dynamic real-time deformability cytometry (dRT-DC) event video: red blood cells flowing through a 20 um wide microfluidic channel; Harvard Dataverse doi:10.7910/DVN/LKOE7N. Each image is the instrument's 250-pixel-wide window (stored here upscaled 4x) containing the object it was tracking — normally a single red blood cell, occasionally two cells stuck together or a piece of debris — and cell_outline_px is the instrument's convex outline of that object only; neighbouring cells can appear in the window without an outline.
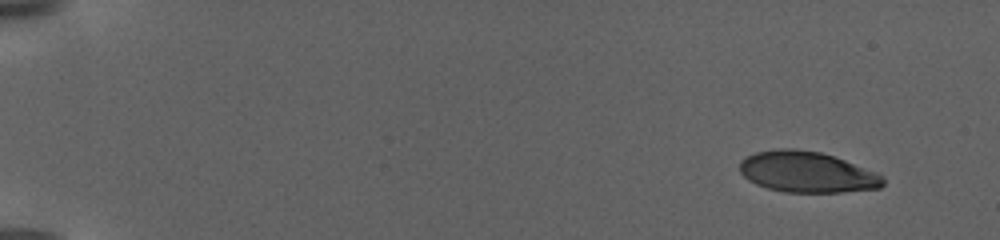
{"species": "human", "species_latin": "Homo sapiens", "temperature_condition": "warm", "stored_images_in_passage": 15, "camera_frame_rate_fps": 3000, "um_per_image_px": 0.085, "donor": {"sex": "female"}, "frame": {"image": 1, "passage_image": 1, "time_ms": 0.0, "image_size_px": [1000, 240], "cell_outline_px": [[884, 184], [880, 188], [840, 192], [784, 192], [768, 188], [756, 184], [748, 180], [740, 172], [740, 160], [756, 152], [784, 148], [796, 148], [820, 152], [844, 160], [876, 172], [884, 176]], "centroid_in_image_um": [68.59, 14.63], "position_along_channel_um": 16.4, "area_um2": 34.04}}
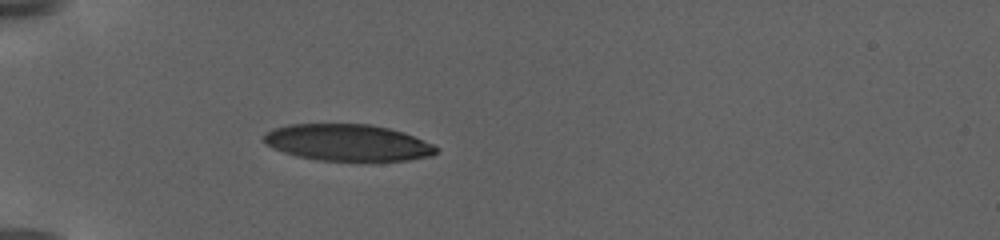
{"frame": {"image": 2, "passage_image": 15, "time_ms": 6.0, "image_size_px": [1000, 240], "cell_outline_px": [[440, 148], [432, 156], [408, 160], [316, 160], [296, 156], [272, 148], [264, 140], [264, 136], [272, 128], [288, 124], [372, 124], [404, 132], [432, 144]], "centroid_in_image_um": [29.56, 12.11], "position_along_channel_um": 55.4, "area_um2": 36.65}}